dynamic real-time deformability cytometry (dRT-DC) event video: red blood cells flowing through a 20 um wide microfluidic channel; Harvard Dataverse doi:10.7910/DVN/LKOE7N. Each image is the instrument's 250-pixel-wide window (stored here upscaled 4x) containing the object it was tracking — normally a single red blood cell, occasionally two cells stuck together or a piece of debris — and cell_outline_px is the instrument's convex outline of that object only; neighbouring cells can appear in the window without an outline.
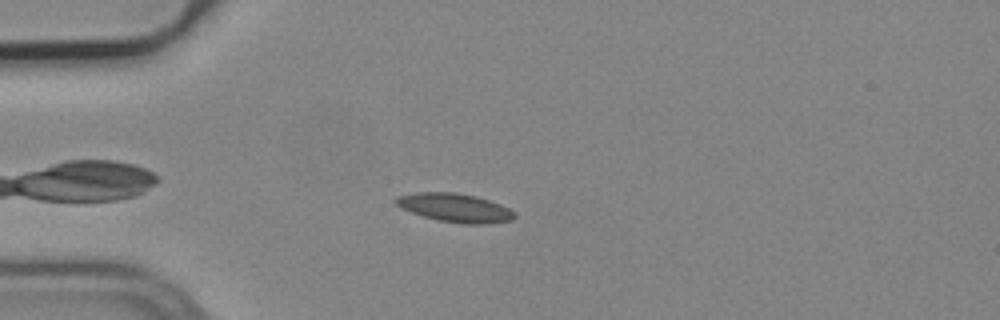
{"species": "common noctule bat (a hibernating species)", "species_latin": "Nyctalus noctula", "temperature_condition": "cold", "stored_images_in_passage": 3, "camera_frame_rate_fps": 3000, "um_per_image_px": 0.085, "animal": {"sex": "male", "body_mass_g": 19.2, "forearm_length_mm": 51.8}, "frame": {"image": 1, "passage_image": 1, "time_ms": 0.0, "image_size_px": [1000, 320], "cell_outline_px": [[516, 216], [512, 220], [484, 224], [460, 224], [440, 220], [424, 216], [400, 208], [392, 200], [396, 196], [416, 192], [456, 192], [476, 196], [500, 204], [516, 212]], "centroid_in_image_um": [38.65, 17.65], "position_along_channel_um": 46.3, "area_um2": 19.88}}
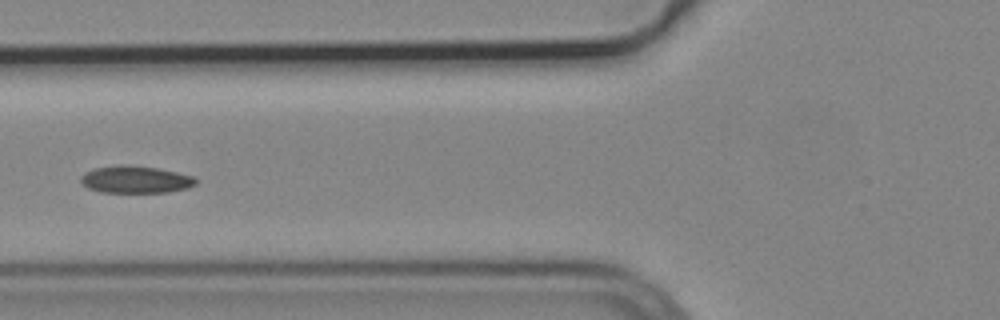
{"frame": {"image": 2, "passage_image": 3, "time_ms": 0.667, "image_size_px": [1000, 320], "cell_outline_px": [[196, 184], [188, 188], [168, 192], [100, 192], [88, 188], [80, 180], [80, 176], [84, 172], [96, 168], [116, 164], [124, 164], [156, 168], [196, 176]], "centroid_in_image_um": [11.52, 15.25], "position_along_channel_um": 114.3, "area_um2": 18.32}}